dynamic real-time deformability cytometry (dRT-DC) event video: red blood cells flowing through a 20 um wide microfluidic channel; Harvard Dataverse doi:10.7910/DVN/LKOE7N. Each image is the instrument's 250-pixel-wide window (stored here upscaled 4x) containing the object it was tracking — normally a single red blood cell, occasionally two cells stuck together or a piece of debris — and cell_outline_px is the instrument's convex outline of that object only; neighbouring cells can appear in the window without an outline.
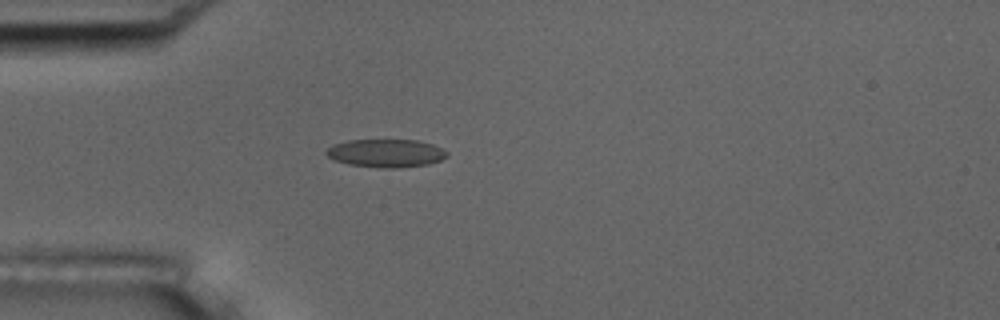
{"species": "common noctule bat (a hibernating species)", "species_latin": "Nyctalus noctula", "temperature_condition": "room temperature", "stored_images_in_passage": 57, "camera_frame_rate_fps": 3000, "um_per_image_px": 0.085, "animal": {"sex": "male", "body_mass_g": 17.5, "forearm_length_mm": 52.3}, "frame": {"image": 1, "passage_image": 17, "time_ms": 5.333, "image_size_px": [1000, 320], "cell_outline_px": [[448, 156], [440, 160], [428, 164], [400, 168], [380, 168], [348, 164], [336, 160], [328, 156], [324, 152], [332, 144], [348, 140], [416, 140], [432, 144], [448, 152]], "centroid_in_image_um": [32.8, 13.02], "position_along_channel_um": 52.2, "area_um2": 19.77}, "authors_computed_cell_mechanics": {"area_um2": 19.1896, "velocity_mm_per_s": 3.6015, "shape_relaxation_time_tau1_ms": 10.3722, "shape_relaxation_time_tau2_ms": 1.5963, "deformation_change_tau1": 0.1887, "deformation_change_tau2": 0.0772}}